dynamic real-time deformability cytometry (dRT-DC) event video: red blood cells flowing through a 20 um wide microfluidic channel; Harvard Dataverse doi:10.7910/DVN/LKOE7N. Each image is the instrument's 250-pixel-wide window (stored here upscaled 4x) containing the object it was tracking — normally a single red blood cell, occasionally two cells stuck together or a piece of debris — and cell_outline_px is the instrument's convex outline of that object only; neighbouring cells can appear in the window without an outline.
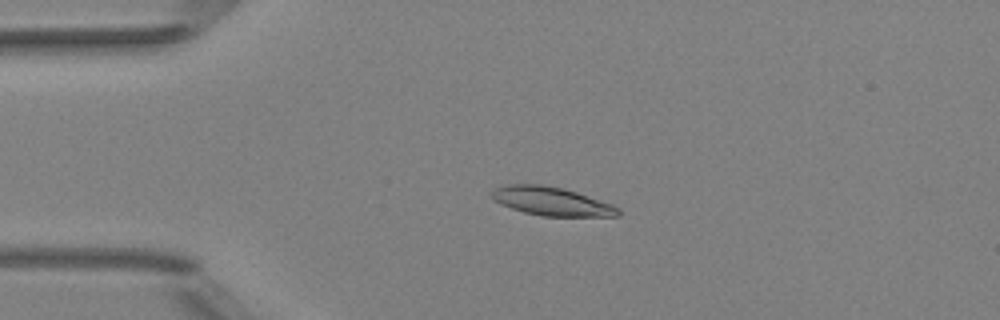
{"species": "Egyptian fruit bat (a non-hibernating species)", "species_latin": "Rousettus aegyptiacus", "temperature_condition": "room temperature", "stored_images_in_passage": 41, "camera_frame_rate_fps": 3000, "um_per_image_px": 0.085, "animal": {"sex": "female"}, "frame": {"image": 1, "passage_image": 2, "time_ms": 0.333, "image_size_px": [1000, 320], "cell_outline_px": [[620, 216], [544, 216], [524, 212], [500, 204], [492, 200], [492, 192], [496, 188], [508, 184], [540, 184], [564, 188], [612, 204], [620, 208]], "centroid_in_image_um": [46.89, 17.11], "position_along_channel_um": 38.1, "area_um2": 20.98}}
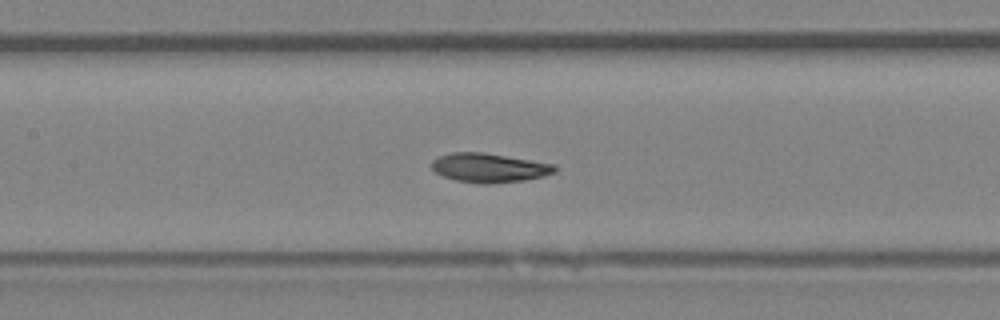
{"frame": {"image": 2, "passage_image": 14, "time_ms": 4.333, "image_size_px": [1000, 320], "cell_outline_px": [[556, 172], [544, 176], [524, 180], [492, 184], [480, 184], [456, 180], [444, 176], [436, 172], [432, 168], [432, 160], [440, 156], [452, 152], [480, 152], [556, 164]], "centroid_in_image_um": [41.6, 14.27], "position_along_channel_um": 165.8, "area_um2": 20.81}}
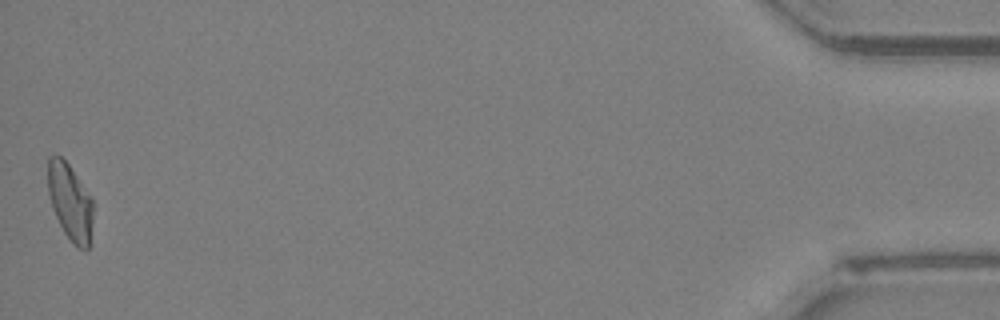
{"frame": {"image": 3, "passage_image": 41, "time_ms": 13.333, "image_size_px": [1000, 320], "cell_outline_px": [[92, 220], [88, 248], [76, 248], [72, 244], [64, 232], [52, 208], [48, 192], [48, 156], [60, 156], [68, 164], [92, 196]], "centroid_in_image_um": [5.95, 17.16], "position_along_channel_um": 429.2, "area_um2": 20.0}, "authors_computed_cell_mechanics": {"area_um2": 20.7502, "velocity_mm_per_s": 4.0146, "shape_relaxation_time_tau1_ms": 5.8168, "shape_relaxation_time_tau2_ms": 3.2522, "deformation_change_tau1": 0.1603, "deformation_change_tau2": 0.0862}}